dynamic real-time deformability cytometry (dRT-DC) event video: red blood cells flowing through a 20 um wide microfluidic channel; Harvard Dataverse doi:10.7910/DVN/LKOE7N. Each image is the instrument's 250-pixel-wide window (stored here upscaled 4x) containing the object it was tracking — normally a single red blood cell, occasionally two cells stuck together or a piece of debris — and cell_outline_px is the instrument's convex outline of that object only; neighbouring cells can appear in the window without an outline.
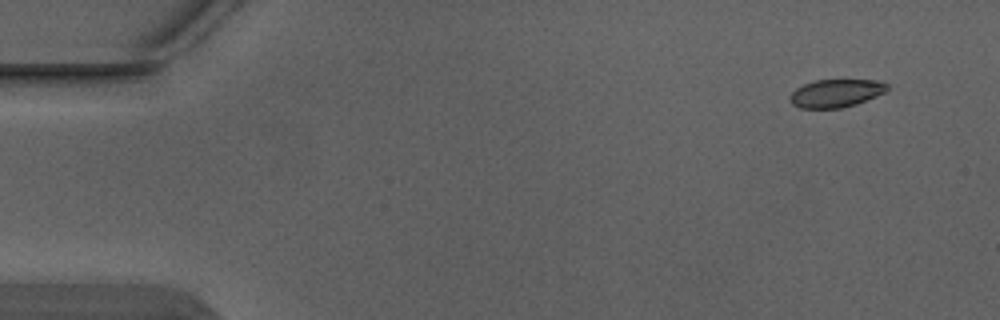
{"species": "Egyptian fruit bat (a non-hibernating species)", "species_latin": "Rousettus aegyptiacus", "temperature_condition": "warm", "stored_images_in_passage": 6, "camera_frame_rate_fps": 3000, "um_per_image_px": 0.085, "animal": {"sex": "male"}, "frame": {"image": 1, "passage_image": 6, "time_ms": 1.667, "image_size_px": [1000, 320], "cell_outline_px": [[888, 88], [884, 92], [876, 96], [856, 104], [840, 108], [800, 108], [792, 104], [788, 100], [788, 96], [796, 88], [804, 84], [816, 80], [880, 80], [888, 84]], "centroid_in_image_um": [71.03, 7.92], "position_along_channel_um": 14.0, "area_um2": 15.9}}